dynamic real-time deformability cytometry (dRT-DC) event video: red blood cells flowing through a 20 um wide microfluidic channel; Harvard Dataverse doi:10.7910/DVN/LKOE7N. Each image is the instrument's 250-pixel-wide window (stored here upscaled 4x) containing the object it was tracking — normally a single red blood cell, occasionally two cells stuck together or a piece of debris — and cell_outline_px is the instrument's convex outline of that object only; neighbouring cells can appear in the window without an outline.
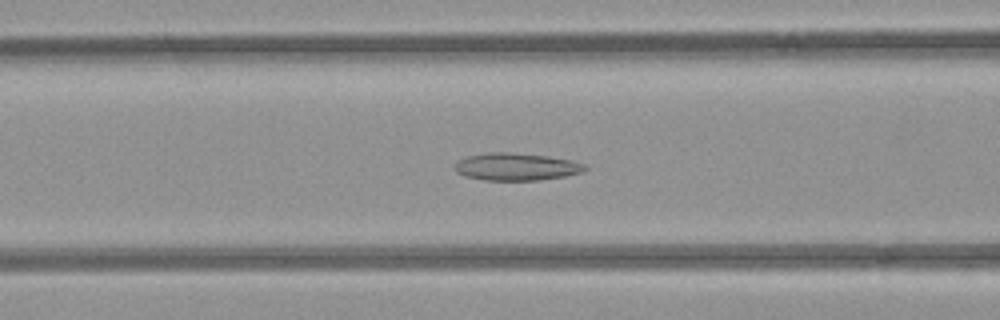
{"species": "common noctule bat (a hibernating species)", "species_latin": "Nyctalus noctula", "temperature_condition": "room temperature", "stored_images_in_passage": 32, "camera_frame_rate_fps": 3000, "um_per_image_px": 0.085, "animal": {"sex": "female", "body_mass_g": 21.9}, "frame": {"image": 1, "passage_image": 20, "time_ms": 6.333, "image_size_px": [1000, 320], "cell_outline_px": [[588, 168], [580, 172], [564, 176], [540, 180], [484, 180], [464, 176], [456, 172], [456, 164], [460, 160], [468, 156], [488, 152], [508, 152], [548, 156], [572, 160], [584, 164]], "centroid_in_image_um": [43.89, 14.17], "position_along_channel_um": 122.7, "area_um2": 20.63}}
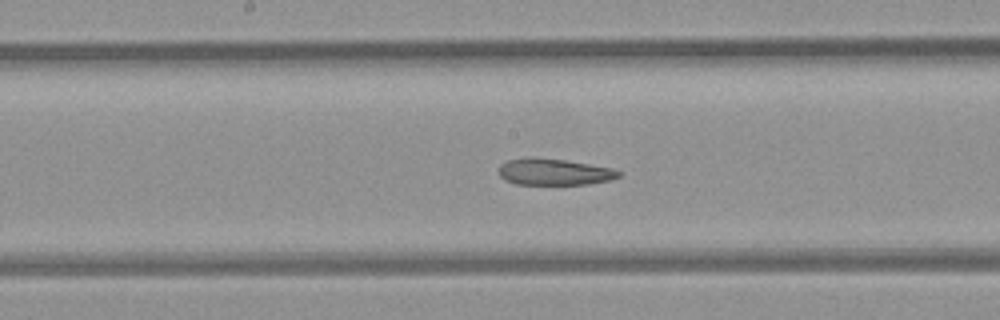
{"frame": {"image": 2, "passage_image": 26, "time_ms": 8.333, "image_size_px": [1000, 320], "cell_outline_px": [[624, 172], [620, 176], [608, 180], [588, 184], [516, 184], [504, 180], [500, 176], [500, 164], [508, 160], [528, 156], [532, 156], [564, 160], [612, 168]], "centroid_in_image_um": [47.08, 14.6], "position_along_channel_um": 201.1, "area_um2": 18.55}}
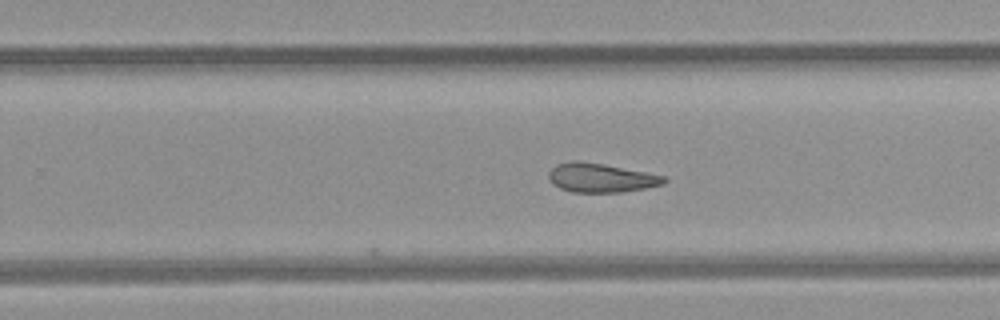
{"frame": {"image": 3, "passage_image": 32, "time_ms": 10.333, "image_size_px": [1000, 320], "cell_outline_px": [[668, 180], [664, 184], [624, 192], [572, 192], [560, 188], [552, 184], [548, 176], [548, 172], [556, 164], [568, 160], [580, 160], [604, 164], [664, 176]], "centroid_in_image_um": [51.03, 15.1], "position_along_channel_um": 278.8, "area_um2": 19.59}}